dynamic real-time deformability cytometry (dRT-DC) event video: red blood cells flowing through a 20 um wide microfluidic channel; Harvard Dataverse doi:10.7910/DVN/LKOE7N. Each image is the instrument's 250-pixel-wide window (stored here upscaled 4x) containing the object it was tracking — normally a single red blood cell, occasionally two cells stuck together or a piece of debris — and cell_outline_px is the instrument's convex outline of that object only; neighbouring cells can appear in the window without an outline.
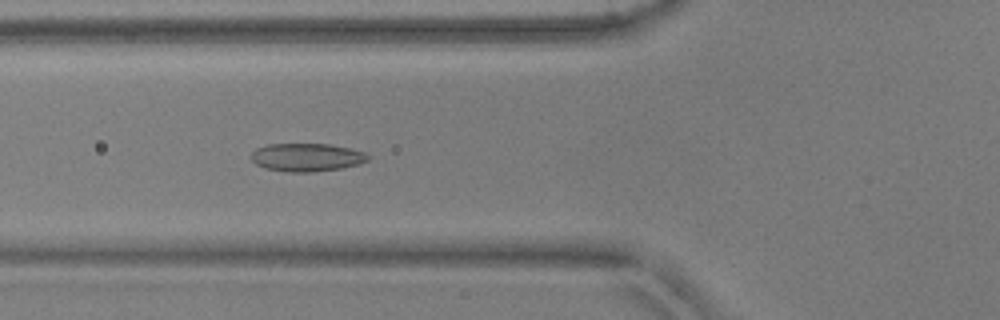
{"species": "common noctule bat (a hibernating species)", "species_latin": "Nyctalus noctula", "temperature_condition": "warm", "stored_images_in_passage": 52, "camera_frame_rate_fps": 3000, "um_per_image_px": 0.085, "animal": {"sex": "male", "body_mass_g": 17.9, "forearm_length_mm": 54.2}, "frame": {"image": 1, "passage_image": 19, "time_ms": 6.0, "image_size_px": [1000, 320], "cell_outline_px": [[368, 160], [360, 164], [340, 168], [308, 172], [288, 172], [264, 168], [256, 164], [248, 156], [256, 148], [268, 144], [328, 144], [352, 148], [364, 152], [368, 156]], "centroid_in_image_um": [26.04, 13.36], "position_along_channel_um": 99.8, "area_um2": 19.19}}
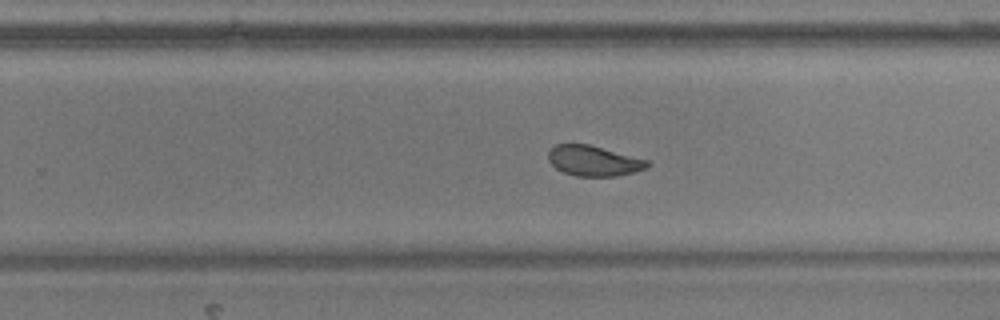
{"frame": {"image": 2, "passage_image": 33, "time_ms": 10.667, "image_size_px": [1000, 320], "cell_outline_px": [[652, 164], [648, 168], [616, 176], [576, 176], [564, 172], [556, 168], [548, 160], [548, 152], [556, 144], [588, 144], [648, 160]], "centroid_in_image_um": [50.47, 13.67], "position_along_channel_um": 279.3, "area_um2": 17.4}}
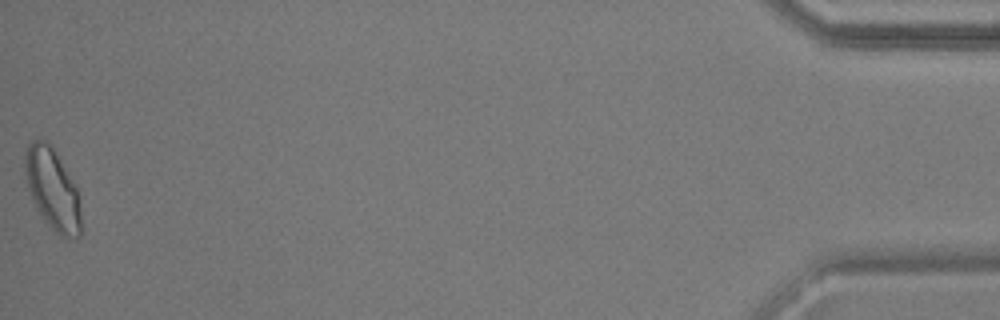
{"frame": {"image": 3, "passage_image": 52, "time_ms": 17.0, "image_size_px": [1000, 320], "cell_outline_px": [[80, 236], [76, 240], [64, 236], [56, 232], [40, 216], [32, 200], [28, 188], [24, 172], [24, 152], [28, 144], [32, 140], [40, 136], [52, 148], [76, 188], [80, 212]], "centroid_in_image_um": [4.41, 16.07], "position_along_channel_um": 430.8, "area_um2": 26.18}, "authors_computed_cell_mechanics": {"area_um2": 19.9121, "velocity_mm_per_s": 3.8447, "shape_relaxation_time_tau1_ms": 6.7777, "shape_relaxation_time_tau2_ms": 1.3212, "deformation_change_tau1": 0.1396, "deformation_change_tau2": 0.0549}}